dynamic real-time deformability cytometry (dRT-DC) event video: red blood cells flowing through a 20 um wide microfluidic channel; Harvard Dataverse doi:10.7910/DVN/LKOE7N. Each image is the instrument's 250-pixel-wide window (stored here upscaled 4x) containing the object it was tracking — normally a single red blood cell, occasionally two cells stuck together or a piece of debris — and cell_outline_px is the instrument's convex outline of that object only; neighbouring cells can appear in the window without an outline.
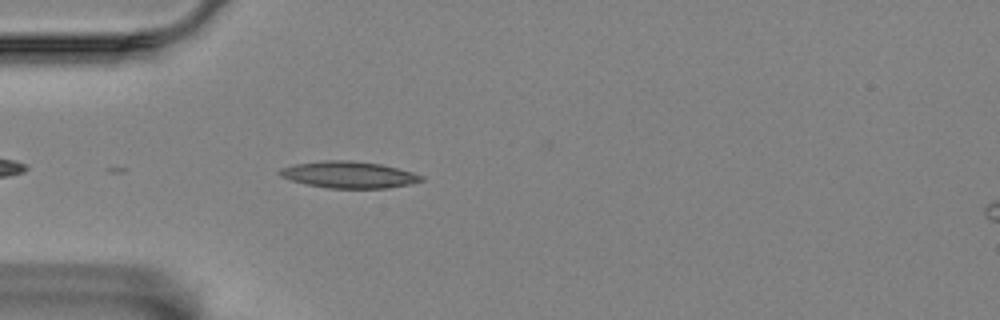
{"species": "Egyptian fruit bat (a non-hibernating species)", "species_latin": "Rousettus aegyptiacus", "temperature_condition": "room temperature", "stored_images_in_passage": 39, "camera_frame_rate_fps": 3000, "um_per_image_px": 0.085, "animal": {"sex": "female"}, "frame": {"image": 1, "passage_image": 5, "time_ms": 1.333, "image_size_px": [1000, 320], "cell_outline_px": [[424, 180], [408, 184], [388, 188], [328, 188], [308, 184], [292, 180], [280, 176], [276, 172], [280, 168], [296, 164], [324, 160], [352, 160], [380, 164], [412, 172], [424, 176]], "centroid_in_image_um": [29.64, 14.84], "position_along_channel_um": 55.4, "area_um2": 21.85}}
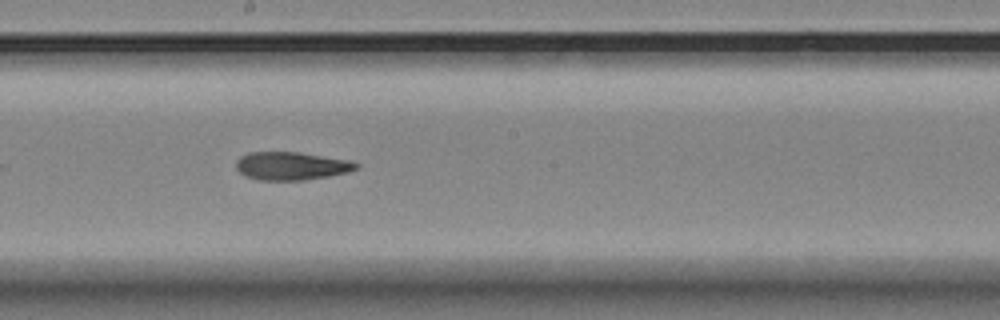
{"frame": {"image": 2, "passage_image": 20, "time_ms": 6.333, "image_size_px": [1000, 320], "cell_outline_px": [[360, 168], [348, 172], [328, 176], [304, 180], [256, 180], [244, 176], [236, 168], [236, 160], [240, 156], [248, 152], [300, 152], [348, 160], [360, 164]], "centroid_in_image_um": [24.75, 14.1], "position_along_channel_um": 223.5, "area_um2": 19.83}}
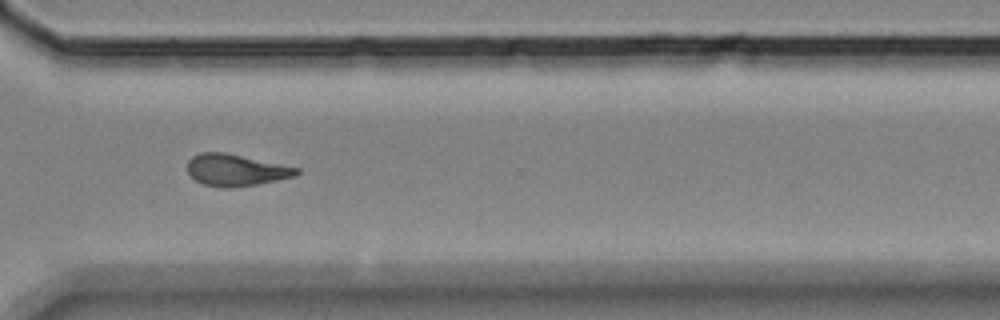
{"frame": {"image": 3, "passage_image": 31, "time_ms": 10.0, "image_size_px": [1000, 320], "cell_outline_px": [[300, 172], [296, 176], [256, 184], [228, 188], [220, 188], [204, 184], [196, 180], [188, 172], [188, 160], [192, 156], [200, 152], [224, 152], [300, 168]], "centroid_in_image_um": [20.04, 14.45], "position_along_channel_um": 350.6, "area_um2": 20.06}, "authors_computed_cell_mechanics": {"area_um2": 19.7676, "velocity_mm_per_s": 3.4753, "shape_relaxation_time_tau1_ms": null, "shape_relaxation_time_tau2_ms": 6.5952, "deformation_change_tau1": null, "deformation_change_tau2": 0.1665}}